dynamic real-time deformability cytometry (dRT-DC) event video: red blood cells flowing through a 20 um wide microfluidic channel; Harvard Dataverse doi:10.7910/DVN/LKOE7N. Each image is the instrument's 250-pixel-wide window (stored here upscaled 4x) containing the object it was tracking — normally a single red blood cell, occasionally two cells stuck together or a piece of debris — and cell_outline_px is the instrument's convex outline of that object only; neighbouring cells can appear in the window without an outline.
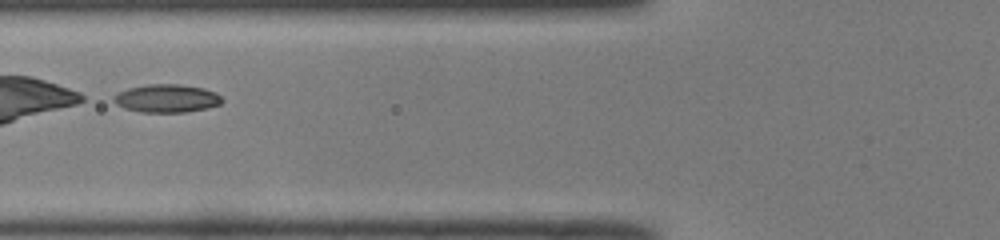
{"species": "common noctule bat (a hibernating species)", "species_latin": "Nyctalus noctula", "temperature_condition": "room temperature", "stored_images_in_passage": 42, "camera_frame_rate_fps": 3000, "um_per_image_px": 0.085, "animal": {"sex": "male", "body_mass_g": 19.0, "forearm_length_mm": 50.8}, "frame": {"image": 1, "passage_image": 13, "time_ms": 4.0, "image_size_px": [1000, 240], "cell_outline_px": [[224, 100], [220, 104], [188, 112], [140, 112], [124, 108], [116, 104], [112, 100], [112, 96], [128, 88], [148, 84], [180, 84], [204, 88], [216, 92]], "centroid_in_image_um": [14.16, 8.36], "position_along_channel_um": 111.6, "area_um2": 17.8}}
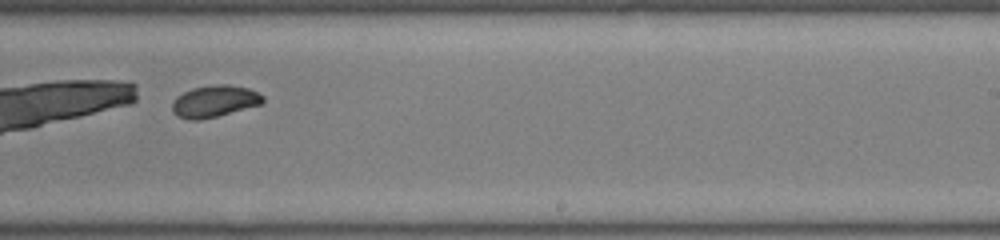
{"frame": {"image": 2, "passage_image": 25, "time_ms": 8.0, "image_size_px": [1000, 240], "cell_outline_px": [[264, 100], [260, 104], [216, 116], [200, 120], [188, 120], [176, 116], [172, 112], [172, 100], [176, 96], [192, 88], [216, 84], [228, 84], [248, 88], [264, 96]], "centroid_in_image_um": [18.17, 8.6], "position_along_channel_um": 270.8, "area_um2": 16.76}}
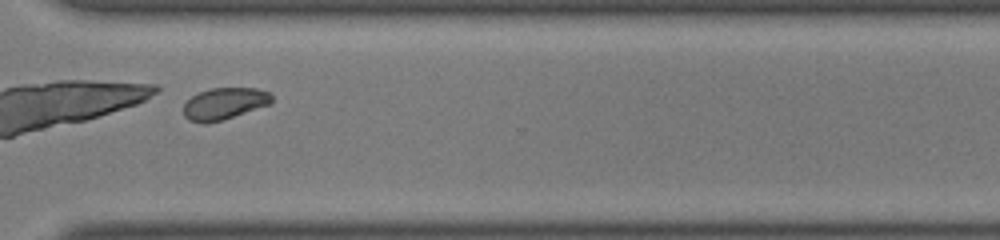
{"frame": {"image": 3, "passage_image": 31, "time_ms": 10.0, "image_size_px": [1000, 240], "cell_outline_px": [[272, 104], [220, 120], [204, 124], [188, 120], [184, 116], [184, 104], [192, 96], [200, 92], [212, 88], [256, 88], [268, 92], [272, 96]], "centroid_in_image_um": [19.07, 8.81], "position_along_channel_um": 351.5, "area_um2": 16.18}, "authors_computed_cell_mechanics": {"area_um2": 17.8891, "velocity_mm_per_s": 3.9862, "shape_relaxation_time_tau1_ms": 2.4319, "shape_relaxation_time_tau2_ms": 2.4884, "deformation_change_tau1": 0.1274, "deformation_change_tau2": 0.0453}}